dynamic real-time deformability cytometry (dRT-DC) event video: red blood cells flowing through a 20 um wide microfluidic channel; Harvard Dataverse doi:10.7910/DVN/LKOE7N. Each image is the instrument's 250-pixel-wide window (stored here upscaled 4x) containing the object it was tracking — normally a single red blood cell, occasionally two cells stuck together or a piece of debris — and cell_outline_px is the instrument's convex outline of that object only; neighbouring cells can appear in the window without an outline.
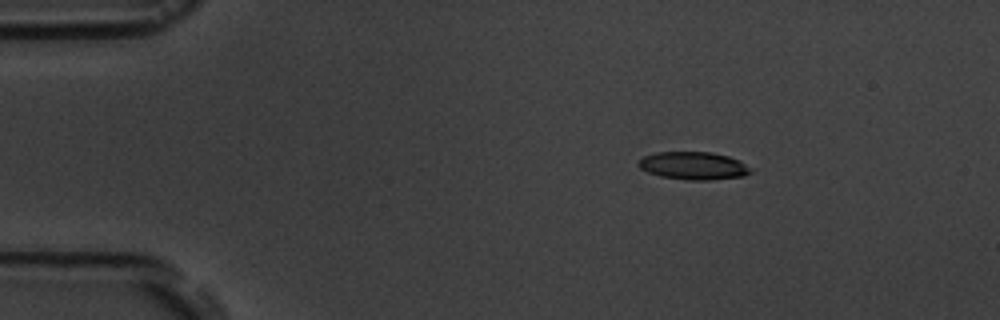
{"species": "common noctule bat (a hibernating species)", "species_latin": "Nyctalus noctula", "temperature_condition": "room temperature", "stored_images_in_passage": 3, "camera_frame_rate_fps": 3000, "um_per_image_px": 0.085, "animal": {"sex": "male", "body_mass_g": 19.5, "forearm_length_mm": 54.6}, "frame": {"image": 1, "passage_image": 1, "time_ms": 0.0, "image_size_px": [1000, 320], "cell_outline_px": [[752, 172], [744, 176], [708, 180], [688, 180], [660, 176], [648, 172], [640, 168], [636, 164], [644, 156], [656, 152], [712, 152], [728, 156], [740, 160]], "centroid_in_image_um": [58.92, 14.08], "position_along_channel_um": 26.1, "area_um2": 18.09}}